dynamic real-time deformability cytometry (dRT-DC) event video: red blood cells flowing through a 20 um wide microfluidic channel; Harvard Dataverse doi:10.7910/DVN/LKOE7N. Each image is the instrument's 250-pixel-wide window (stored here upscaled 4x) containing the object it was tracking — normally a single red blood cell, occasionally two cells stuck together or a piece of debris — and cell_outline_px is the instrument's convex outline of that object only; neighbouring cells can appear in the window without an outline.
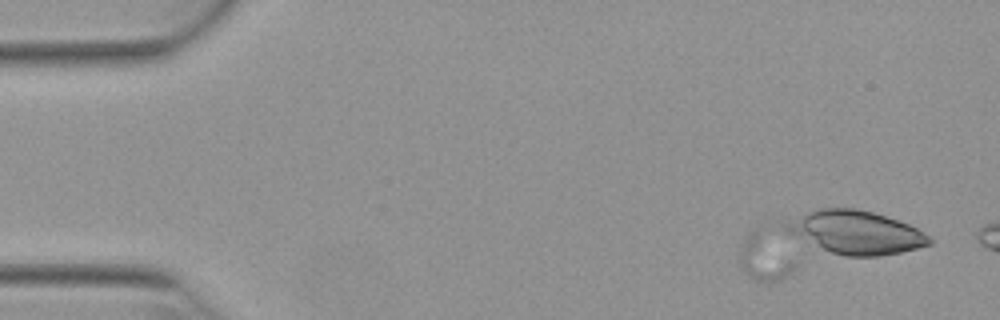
{"species": "Egyptian fruit bat (a non-hibernating species)", "species_latin": "Rousettus aegyptiacus", "temperature_condition": "warm", "stored_images_in_passage": 2, "camera_frame_rate_fps": 3000, "um_per_image_px": 0.085, "animal": {"sex": "female"}, "frame": {"image": 1, "passage_image": 1, "time_ms": 0.0, "image_size_px": [1000, 320], "cell_outline_px": [[796, 268], [792, 272], [780, 280], [768, 284], [756, 280], [748, 276], [740, 268], [740, 252], [744, 240], [748, 232], [752, 228], [756, 228], [796, 264]], "centroid_in_image_um": [64.93, 22.01], "position_along_channel_um": 20.1, "area_um2": 14.16}}